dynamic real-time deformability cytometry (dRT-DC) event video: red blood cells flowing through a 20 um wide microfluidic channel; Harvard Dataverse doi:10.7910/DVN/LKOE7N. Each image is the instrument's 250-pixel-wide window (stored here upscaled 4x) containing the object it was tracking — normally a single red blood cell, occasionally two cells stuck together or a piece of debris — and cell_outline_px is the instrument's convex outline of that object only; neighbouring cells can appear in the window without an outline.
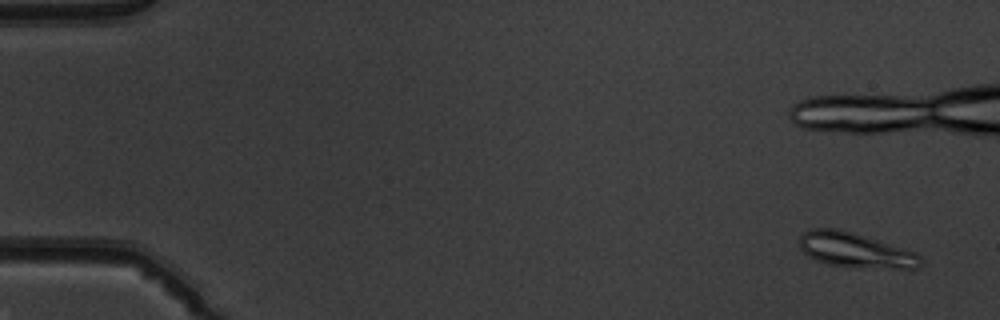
{"species": "common noctule bat (a hibernating species)", "species_latin": "Nyctalus noctula", "temperature_condition": "warm", "stored_images_in_passage": 28, "camera_frame_rate_fps": 3000, "um_per_image_px": 0.085, "animal": {"sex": "male", "body_mass_g": 19.5, "forearm_length_mm": 54.6}, "frame": {"image": 1, "passage_image": 1, "time_ms": 0.0, "image_size_px": [1000, 320], "cell_outline_px": [[920, 264], [916, 268], [904, 268], [828, 264], [816, 260], [808, 256], [800, 248], [800, 236], [804, 232], [812, 228], [836, 228], [852, 232], [916, 252], [920, 256]], "centroid_in_image_um": [72.65, 21.23], "position_along_channel_um": 12.3, "area_um2": 23.76}}